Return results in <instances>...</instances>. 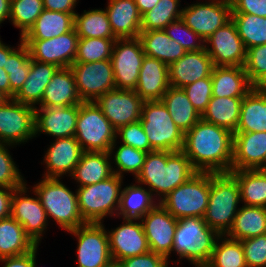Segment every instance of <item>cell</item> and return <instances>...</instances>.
I'll list each match as a JSON object with an SVG mask.
<instances>
[{"label":"cell","mask_w":266,"mask_h":267,"mask_svg":"<svg viewBox=\"0 0 266 267\" xmlns=\"http://www.w3.org/2000/svg\"><path fill=\"white\" fill-rule=\"evenodd\" d=\"M182 151L197 172L230 173L233 133L200 119L184 133Z\"/></svg>","instance_id":"cell-1"},{"label":"cell","mask_w":266,"mask_h":267,"mask_svg":"<svg viewBox=\"0 0 266 267\" xmlns=\"http://www.w3.org/2000/svg\"><path fill=\"white\" fill-rule=\"evenodd\" d=\"M197 171L183 151H157L146 154L137 183L148 187L160 202L179 185L188 181Z\"/></svg>","instance_id":"cell-2"},{"label":"cell","mask_w":266,"mask_h":267,"mask_svg":"<svg viewBox=\"0 0 266 267\" xmlns=\"http://www.w3.org/2000/svg\"><path fill=\"white\" fill-rule=\"evenodd\" d=\"M219 236L216 230L207 225L204 218L178 219L172 253L179 256L178 264L186 259L195 267H204L210 260Z\"/></svg>","instance_id":"cell-3"},{"label":"cell","mask_w":266,"mask_h":267,"mask_svg":"<svg viewBox=\"0 0 266 267\" xmlns=\"http://www.w3.org/2000/svg\"><path fill=\"white\" fill-rule=\"evenodd\" d=\"M61 178H45L34 184V191L44 207L48 220L57 223L66 232L86 224L77 201V194L70 190Z\"/></svg>","instance_id":"cell-4"},{"label":"cell","mask_w":266,"mask_h":267,"mask_svg":"<svg viewBox=\"0 0 266 267\" xmlns=\"http://www.w3.org/2000/svg\"><path fill=\"white\" fill-rule=\"evenodd\" d=\"M241 203L240 188L230 173L210 172V193L204 221L220 235L232 227ZM239 206V207H238Z\"/></svg>","instance_id":"cell-5"},{"label":"cell","mask_w":266,"mask_h":267,"mask_svg":"<svg viewBox=\"0 0 266 267\" xmlns=\"http://www.w3.org/2000/svg\"><path fill=\"white\" fill-rule=\"evenodd\" d=\"M123 180L113 174L96 184L76 189L79 212L86 223H104L107 216L117 217Z\"/></svg>","instance_id":"cell-6"},{"label":"cell","mask_w":266,"mask_h":267,"mask_svg":"<svg viewBox=\"0 0 266 267\" xmlns=\"http://www.w3.org/2000/svg\"><path fill=\"white\" fill-rule=\"evenodd\" d=\"M140 122L152 150L182 151L184 133L176 126L162 100L144 101Z\"/></svg>","instance_id":"cell-7"},{"label":"cell","mask_w":266,"mask_h":267,"mask_svg":"<svg viewBox=\"0 0 266 267\" xmlns=\"http://www.w3.org/2000/svg\"><path fill=\"white\" fill-rule=\"evenodd\" d=\"M210 172H197L159 203L175 218H203L209 201Z\"/></svg>","instance_id":"cell-8"},{"label":"cell","mask_w":266,"mask_h":267,"mask_svg":"<svg viewBox=\"0 0 266 267\" xmlns=\"http://www.w3.org/2000/svg\"><path fill=\"white\" fill-rule=\"evenodd\" d=\"M85 152H109L116 139V130L95 102H82L75 136Z\"/></svg>","instance_id":"cell-9"},{"label":"cell","mask_w":266,"mask_h":267,"mask_svg":"<svg viewBox=\"0 0 266 267\" xmlns=\"http://www.w3.org/2000/svg\"><path fill=\"white\" fill-rule=\"evenodd\" d=\"M77 238V267H106L113 262L107 228L103 223H86L67 231Z\"/></svg>","instance_id":"cell-10"},{"label":"cell","mask_w":266,"mask_h":267,"mask_svg":"<svg viewBox=\"0 0 266 267\" xmlns=\"http://www.w3.org/2000/svg\"><path fill=\"white\" fill-rule=\"evenodd\" d=\"M35 136V108L8 98L0 105V143L26 144Z\"/></svg>","instance_id":"cell-11"},{"label":"cell","mask_w":266,"mask_h":267,"mask_svg":"<svg viewBox=\"0 0 266 267\" xmlns=\"http://www.w3.org/2000/svg\"><path fill=\"white\" fill-rule=\"evenodd\" d=\"M181 8V19L204 41L231 20L230 0L197 1Z\"/></svg>","instance_id":"cell-12"},{"label":"cell","mask_w":266,"mask_h":267,"mask_svg":"<svg viewBox=\"0 0 266 267\" xmlns=\"http://www.w3.org/2000/svg\"><path fill=\"white\" fill-rule=\"evenodd\" d=\"M144 56L138 37L115 40L110 60L116 89L135 90Z\"/></svg>","instance_id":"cell-13"},{"label":"cell","mask_w":266,"mask_h":267,"mask_svg":"<svg viewBox=\"0 0 266 267\" xmlns=\"http://www.w3.org/2000/svg\"><path fill=\"white\" fill-rule=\"evenodd\" d=\"M29 189L31 188L26 182L22 187L14 190L11 199V216L23 226L25 233L39 246L50 222L37 194L33 191L35 197L30 196Z\"/></svg>","instance_id":"cell-14"},{"label":"cell","mask_w":266,"mask_h":267,"mask_svg":"<svg viewBox=\"0 0 266 267\" xmlns=\"http://www.w3.org/2000/svg\"><path fill=\"white\" fill-rule=\"evenodd\" d=\"M70 69L83 102H95L106 92L116 89L111 60L73 63Z\"/></svg>","instance_id":"cell-15"},{"label":"cell","mask_w":266,"mask_h":267,"mask_svg":"<svg viewBox=\"0 0 266 267\" xmlns=\"http://www.w3.org/2000/svg\"><path fill=\"white\" fill-rule=\"evenodd\" d=\"M205 50L214 66H240L246 60L247 49L231 19L205 41Z\"/></svg>","instance_id":"cell-16"},{"label":"cell","mask_w":266,"mask_h":267,"mask_svg":"<svg viewBox=\"0 0 266 267\" xmlns=\"http://www.w3.org/2000/svg\"><path fill=\"white\" fill-rule=\"evenodd\" d=\"M79 37L75 28L70 32L45 40H23L31 59L53 64L59 68L70 67L76 58Z\"/></svg>","instance_id":"cell-17"},{"label":"cell","mask_w":266,"mask_h":267,"mask_svg":"<svg viewBox=\"0 0 266 267\" xmlns=\"http://www.w3.org/2000/svg\"><path fill=\"white\" fill-rule=\"evenodd\" d=\"M177 220L160 203L140 219L150 251L166 257L169 262Z\"/></svg>","instance_id":"cell-18"},{"label":"cell","mask_w":266,"mask_h":267,"mask_svg":"<svg viewBox=\"0 0 266 267\" xmlns=\"http://www.w3.org/2000/svg\"><path fill=\"white\" fill-rule=\"evenodd\" d=\"M95 103L117 131L140 120L144 101L134 90L115 89L100 96Z\"/></svg>","instance_id":"cell-19"},{"label":"cell","mask_w":266,"mask_h":267,"mask_svg":"<svg viewBox=\"0 0 266 267\" xmlns=\"http://www.w3.org/2000/svg\"><path fill=\"white\" fill-rule=\"evenodd\" d=\"M107 232L113 262L150 251L140 219L123 218L122 224Z\"/></svg>","instance_id":"cell-20"},{"label":"cell","mask_w":266,"mask_h":267,"mask_svg":"<svg viewBox=\"0 0 266 267\" xmlns=\"http://www.w3.org/2000/svg\"><path fill=\"white\" fill-rule=\"evenodd\" d=\"M52 141L43 156L46 171L44 170L42 177L61 179L64 178V175L70 177L84 151L75 137Z\"/></svg>","instance_id":"cell-21"},{"label":"cell","mask_w":266,"mask_h":267,"mask_svg":"<svg viewBox=\"0 0 266 267\" xmlns=\"http://www.w3.org/2000/svg\"><path fill=\"white\" fill-rule=\"evenodd\" d=\"M79 105L35 108V136L74 137Z\"/></svg>","instance_id":"cell-22"},{"label":"cell","mask_w":266,"mask_h":267,"mask_svg":"<svg viewBox=\"0 0 266 267\" xmlns=\"http://www.w3.org/2000/svg\"><path fill=\"white\" fill-rule=\"evenodd\" d=\"M168 67L170 85L183 88L197 80L211 76L214 65L206 50L202 49L187 51L183 57Z\"/></svg>","instance_id":"cell-23"},{"label":"cell","mask_w":266,"mask_h":267,"mask_svg":"<svg viewBox=\"0 0 266 267\" xmlns=\"http://www.w3.org/2000/svg\"><path fill=\"white\" fill-rule=\"evenodd\" d=\"M266 155V132H234L231 170L258 169Z\"/></svg>","instance_id":"cell-24"},{"label":"cell","mask_w":266,"mask_h":267,"mask_svg":"<svg viewBox=\"0 0 266 267\" xmlns=\"http://www.w3.org/2000/svg\"><path fill=\"white\" fill-rule=\"evenodd\" d=\"M170 86L168 65L145 55L134 90L138 96L143 101L162 100Z\"/></svg>","instance_id":"cell-25"},{"label":"cell","mask_w":266,"mask_h":267,"mask_svg":"<svg viewBox=\"0 0 266 267\" xmlns=\"http://www.w3.org/2000/svg\"><path fill=\"white\" fill-rule=\"evenodd\" d=\"M83 101L78 93L70 67L59 68L45 88L41 103L36 108L79 105Z\"/></svg>","instance_id":"cell-26"},{"label":"cell","mask_w":266,"mask_h":267,"mask_svg":"<svg viewBox=\"0 0 266 267\" xmlns=\"http://www.w3.org/2000/svg\"><path fill=\"white\" fill-rule=\"evenodd\" d=\"M105 8L117 38H136L141 32L140 14L135 0H108Z\"/></svg>","instance_id":"cell-27"},{"label":"cell","mask_w":266,"mask_h":267,"mask_svg":"<svg viewBox=\"0 0 266 267\" xmlns=\"http://www.w3.org/2000/svg\"><path fill=\"white\" fill-rule=\"evenodd\" d=\"M211 79L212 97L244 98L254 88L240 66H214Z\"/></svg>","instance_id":"cell-28"},{"label":"cell","mask_w":266,"mask_h":267,"mask_svg":"<svg viewBox=\"0 0 266 267\" xmlns=\"http://www.w3.org/2000/svg\"><path fill=\"white\" fill-rule=\"evenodd\" d=\"M58 69L59 67L53 64L41 63L31 59L27 79L13 99L36 108L41 103L46 86Z\"/></svg>","instance_id":"cell-29"},{"label":"cell","mask_w":266,"mask_h":267,"mask_svg":"<svg viewBox=\"0 0 266 267\" xmlns=\"http://www.w3.org/2000/svg\"><path fill=\"white\" fill-rule=\"evenodd\" d=\"M113 174L109 152L84 151L70 177L76 181L77 187H82L96 184Z\"/></svg>","instance_id":"cell-30"},{"label":"cell","mask_w":266,"mask_h":267,"mask_svg":"<svg viewBox=\"0 0 266 267\" xmlns=\"http://www.w3.org/2000/svg\"><path fill=\"white\" fill-rule=\"evenodd\" d=\"M158 203L148 188L135 181V184L132 183L122 188L117 217L141 219Z\"/></svg>","instance_id":"cell-31"},{"label":"cell","mask_w":266,"mask_h":267,"mask_svg":"<svg viewBox=\"0 0 266 267\" xmlns=\"http://www.w3.org/2000/svg\"><path fill=\"white\" fill-rule=\"evenodd\" d=\"M138 38L145 55L156 58L168 66L187 52L170 39L164 30L141 31Z\"/></svg>","instance_id":"cell-32"},{"label":"cell","mask_w":266,"mask_h":267,"mask_svg":"<svg viewBox=\"0 0 266 267\" xmlns=\"http://www.w3.org/2000/svg\"><path fill=\"white\" fill-rule=\"evenodd\" d=\"M75 14L44 9L23 40H45L66 34L74 29Z\"/></svg>","instance_id":"cell-33"},{"label":"cell","mask_w":266,"mask_h":267,"mask_svg":"<svg viewBox=\"0 0 266 267\" xmlns=\"http://www.w3.org/2000/svg\"><path fill=\"white\" fill-rule=\"evenodd\" d=\"M264 234H266V207L242 204L231 229L225 235L241 241Z\"/></svg>","instance_id":"cell-34"},{"label":"cell","mask_w":266,"mask_h":267,"mask_svg":"<svg viewBox=\"0 0 266 267\" xmlns=\"http://www.w3.org/2000/svg\"><path fill=\"white\" fill-rule=\"evenodd\" d=\"M36 246L12 216L0 220V259L26 254Z\"/></svg>","instance_id":"cell-35"},{"label":"cell","mask_w":266,"mask_h":267,"mask_svg":"<svg viewBox=\"0 0 266 267\" xmlns=\"http://www.w3.org/2000/svg\"><path fill=\"white\" fill-rule=\"evenodd\" d=\"M172 120L183 133L189 131L200 119L201 115L196 111L182 88L170 86L162 98Z\"/></svg>","instance_id":"cell-36"},{"label":"cell","mask_w":266,"mask_h":267,"mask_svg":"<svg viewBox=\"0 0 266 267\" xmlns=\"http://www.w3.org/2000/svg\"><path fill=\"white\" fill-rule=\"evenodd\" d=\"M242 100L243 98L212 97L201 119L234 133L239 123Z\"/></svg>","instance_id":"cell-37"},{"label":"cell","mask_w":266,"mask_h":267,"mask_svg":"<svg viewBox=\"0 0 266 267\" xmlns=\"http://www.w3.org/2000/svg\"><path fill=\"white\" fill-rule=\"evenodd\" d=\"M240 188L241 202L246 206L266 207V172L259 169L231 170Z\"/></svg>","instance_id":"cell-38"},{"label":"cell","mask_w":266,"mask_h":267,"mask_svg":"<svg viewBox=\"0 0 266 267\" xmlns=\"http://www.w3.org/2000/svg\"><path fill=\"white\" fill-rule=\"evenodd\" d=\"M266 132V95L254 88L243 98L235 132Z\"/></svg>","instance_id":"cell-39"},{"label":"cell","mask_w":266,"mask_h":267,"mask_svg":"<svg viewBox=\"0 0 266 267\" xmlns=\"http://www.w3.org/2000/svg\"><path fill=\"white\" fill-rule=\"evenodd\" d=\"M74 28L79 38L117 39L105 8L84 10L82 14L76 12Z\"/></svg>","instance_id":"cell-40"},{"label":"cell","mask_w":266,"mask_h":267,"mask_svg":"<svg viewBox=\"0 0 266 267\" xmlns=\"http://www.w3.org/2000/svg\"><path fill=\"white\" fill-rule=\"evenodd\" d=\"M117 144L118 141L116 139L109 151L113 173L122 178H124V174L131 173L136 179L143 168L147 152L124 144L120 146Z\"/></svg>","instance_id":"cell-41"},{"label":"cell","mask_w":266,"mask_h":267,"mask_svg":"<svg viewBox=\"0 0 266 267\" xmlns=\"http://www.w3.org/2000/svg\"><path fill=\"white\" fill-rule=\"evenodd\" d=\"M204 267H247L241 241L220 235Z\"/></svg>","instance_id":"cell-42"},{"label":"cell","mask_w":266,"mask_h":267,"mask_svg":"<svg viewBox=\"0 0 266 267\" xmlns=\"http://www.w3.org/2000/svg\"><path fill=\"white\" fill-rule=\"evenodd\" d=\"M16 49L7 58L6 69L10 82V98L20 90L30 71L31 56L28 46L19 37Z\"/></svg>","instance_id":"cell-43"},{"label":"cell","mask_w":266,"mask_h":267,"mask_svg":"<svg viewBox=\"0 0 266 267\" xmlns=\"http://www.w3.org/2000/svg\"><path fill=\"white\" fill-rule=\"evenodd\" d=\"M231 19L246 49L266 44V17L232 13Z\"/></svg>","instance_id":"cell-44"},{"label":"cell","mask_w":266,"mask_h":267,"mask_svg":"<svg viewBox=\"0 0 266 267\" xmlns=\"http://www.w3.org/2000/svg\"><path fill=\"white\" fill-rule=\"evenodd\" d=\"M179 0H160L142 15L141 31L164 30L171 22L181 18Z\"/></svg>","instance_id":"cell-45"},{"label":"cell","mask_w":266,"mask_h":267,"mask_svg":"<svg viewBox=\"0 0 266 267\" xmlns=\"http://www.w3.org/2000/svg\"><path fill=\"white\" fill-rule=\"evenodd\" d=\"M43 10V0H11L9 21L20 29V37L23 38Z\"/></svg>","instance_id":"cell-46"},{"label":"cell","mask_w":266,"mask_h":267,"mask_svg":"<svg viewBox=\"0 0 266 267\" xmlns=\"http://www.w3.org/2000/svg\"><path fill=\"white\" fill-rule=\"evenodd\" d=\"M116 39L79 38L74 63H92L110 60Z\"/></svg>","instance_id":"cell-47"},{"label":"cell","mask_w":266,"mask_h":267,"mask_svg":"<svg viewBox=\"0 0 266 267\" xmlns=\"http://www.w3.org/2000/svg\"><path fill=\"white\" fill-rule=\"evenodd\" d=\"M16 146L0 143V186L9 188H19L25 183V177L21 174L17 164L10 155L11 148Z\"/></svg>","instance_id":"cell-48"},{"label":"cell","mask_w":266,"mask_h":267,"mask_svg":"<svg viewBox=\"0 0 266 267\" xmlns=\"http://www.w3.org/2000/svg\"><path fill=\"white\" fill-rule=\"evenodd\" d=\"M164 31L170 39L181 45L186 51L205 49V41L192 31L181 18L171 22Z\"/></svg>","instance_id":"cell-49"},{"label":"cell","mask_w":266,"mask_h":267,"mask_svg":"<svg viewBox=\"0 0 266 267\" xmlns=\"http://www.w3.org/2000/svg\"><path fill=\"white\" fill-rule=\"evenodd\" d=\"M187 95L188 99L202 115L206 110L209 101L212 98V79L211 76L197 80L194 83L188 84L182 88Z\"/></svg>","instance_id":"cell-50"},{"label":"cell","mask_w":266,"mask_h":267,"mask_svg":"<svg viewBox=\"0 0 266 267\" xmlns=\"http://www.w3.org/2000/svg\"><path fill=\"white\" fill-rule=\"evenodd\" d=\"M117 137L121 139V142L118 143L131 146L147 153L153 151L140 120L120 127L116 131V138Z\"/></svg>","instance_id":"cell-51"},{"label":"cell","mask_w":266,"mask_h":267,"mask_svg":"<svg viewBox=\"0 0 266 267\" xmlns=\"http://www.w3.org/2000/svg\"><path fill=\"white\" fill-rule=\"evenodd\" d=\"M244 70L254 86L266 75V44L247 49Z\"/></svg>","instance_id":"cell-52"},{"label":"cell","mask_w":266,"mask_h":267,"mask_svg":"<svg viewBox=\"0 0 266 267\" xmlns=\"http://www.w3.org/2000/svg\"><path fill=\"white\" fill-rule=\"evenodd\" d=\"M247 267H266V234L241 240Z\"/></svg>","instance_id":"cell-53"},{"label":"cell","mask_w":266,"mask_h":267,"mask_svg":"<svg viewBox=\"0 0 266 267\" xmlns=\"http://www.w3.org/2000/svg\"><path fill=\"white\" fill-rule=\"evenodd\" d=\"M119 267H168L169 261L166 257L149 251L142 255L129 257L117 262Z\"/></svg>","instance_id":"cell-54"},{"label":"cell","mask_w":266,"mask_h":267,"mask_svg":"<svg viewBox=\"0 0 266 267\" xmlns=\"http://www.w3.org/2000/svg\"><path fill=\"white\" fill-rule=\"evenodd\" d=\"M232 13L266 17V0H230Z\"/></svg>","instance_id":"cell-55"},{"label":"cell","mask_w":266,"mask_h":267,"mask_svg":"<svg viewBox=\"0 0 266 267\" xmlns=\"http://www.w3.org/2000/svg\"><path fill=\"white\" fill-rule=\"evenodd\" d=\"M38 245L30 252L19 255L4 257L0 259V263L4 264L3 267H34L37 259Z\"/></svg>","instance_id":"cell-56"},{"label":"cell","mask_w":266,"mask_h":267,"mask_svg":"<svg viewBox=\"0 0 266 267\" xmlns=\"http://www.w3.org/2000/svg\"><path fill=\"white\" fill-rule=\"evenodd\" d=\"M79 0H43L44 9L75 14Z\"/></svg>","instance_id":"cell-57"},{"label":"cell","mask_w":266,"mask_h":267,"mask_svg":"<svg viewBox=\"0 0 266 267\" xmlns=\"http://www.w3.org/2000/svg\"><path fill=\"white\" fill-rule=\"evenodd\" d=\"M15 189L0 186V220L11 216V199Z\"/></svg>","instance_id":"cell-58"},{"label":"cell","mask_w":266,"mask_h":267,"mask_svg":"<svg viewBox=\"0 0 266 267\" xmlns=\"http://www.w3.org/2000/svg\"><path fill=\"white\" fill-rule=\"evenodd\" d=\"M15 49L16 47L3 43L0 37V68L6 69L7 58Z\"/></svg>","instance_id":"cell-59"},{"label":"cell","mask_w":266,"mask_h":267,"mask_svg":"<svg viewBox=\"0 0 266 267\" xmlns=\"http://www.w3.org/2000/svg\"><path fill=\"white\" fill-rule=\"evenodd\" d=\"M0 92L10 98V82L7 72L0 68Z\"/></svg>","instance_id":"cell-60"},{"label":"cell","mask_w":266,"mask_h":267,"mask_svg":"<svg viewBox=\"0 0 266 267\" xmlns=\"http://www.w3.org/2000/svg\"><path fill=\"white\" fill-rule=\"evenodd\" d=\"M160 0H135L141 15L151 10Z\"/></svg>","instance_id":"cell-61"},{"label":"cell","mask_w":266,"mask_h":267,"mask_svg":"<svg viewBox=\"0 0 266 267\" xmlns=\"http://www.w3.org/2000/svg\"><path fill=\"white\" fill-rule=\"evenodd\" d=\"M11 0H0V26L5 20H10Z\"/></svg>","instance_id":"cell-62"},{"label":"cell","mask_w":266,"mask_h":267,"mask_svg":"<svg viewBox=\"0 0 266 267\" xmlns=\"http://www.w3.org/2000/svg\"><path fill=\"white\" fill-rule=\"evenodd\" d=\"M254 89L261 93L266 95V75L263 76L255 85H254Z\"/></svg>","instance_id":"cell-63"},{"label":"cell","mask_w":266,"mask_h":267,"mask_svg":"<svg viewBox=\"0 0 266 267\" xmlns=\"http://www.w3.org/2000/svg\"><path fill=\"white\" fill-rule=\"evenodd\" d=\"M7 99H8V98L0 92V105H1L4 101H6Z\"/></svg>","instance_id":"cell-64"},{"label":"cell","mask_w":266,"mask_h":267,"mask_svg":"<svg viewBox=\"0 0 266 267\" xmlns=\"http://www.w3.org/2000/svg\"><path fill=\"white\" fill-rule=\"evenodd\" d=\"M258 169L263 170V171L266 170V155H265L263 164Z\"/></svg>","instance_id":"cell-65"},{"label":"cell","mask_w":266,"mask_h":267,"mask_svg":"<svg viewBox=\"0 0 266 267\" xmlns=\"http://www.w3.org/2000/svg\"><path fill=\"white\" fill-rule=\"evenodd\" d=\"M106 267H119L118 263L117 262H112L110 263L108 266Z\"/></svg>","instance_id":"cell-66"}]
</instances>
